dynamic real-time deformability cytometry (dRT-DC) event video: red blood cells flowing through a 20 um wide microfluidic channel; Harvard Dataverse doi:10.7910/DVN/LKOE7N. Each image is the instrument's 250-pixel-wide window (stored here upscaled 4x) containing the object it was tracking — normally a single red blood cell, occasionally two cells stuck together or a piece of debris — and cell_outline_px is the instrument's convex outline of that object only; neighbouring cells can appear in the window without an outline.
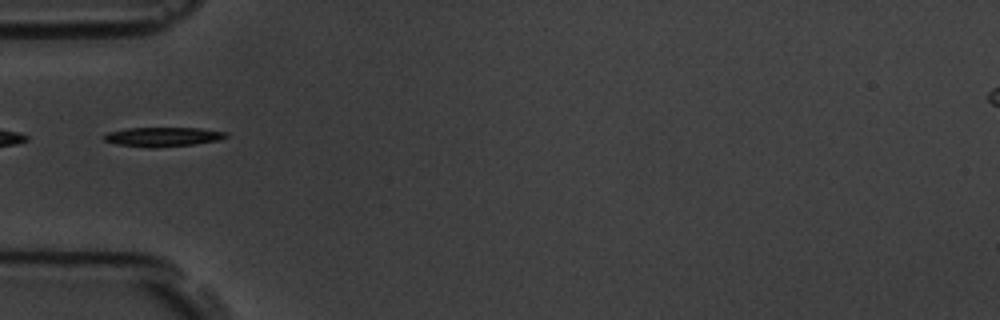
{"species": "common noctule bat (a hibernating species)", "species_latin": "Nyctalus noctula", "temperature_condition": "room temperature", "stored_images_in_passage": 4, "camera_frame_rate_fps": 3000, "um_per_image_px": 0.085, "animal": {"sex": "male", "body_mass_g": 19.5, "forearm_length_mm": 54.6}, "frame": {"image": 1, "passage_image": 1, "time_ms": 0.0, "image_size_px": [1000, 320], "cell_outline_px": [[228, 136], [220, 140], [196, 144], [156, 148], [148, 148], [116, 144], [104, 140], [104, 136], [108, 132], [128, 128], [200, 128], [228, 132]], "centroid_in_image_um": [13.88, 11.64], "position_along_channel_um": 71.1, "area_um2": 13.87}}
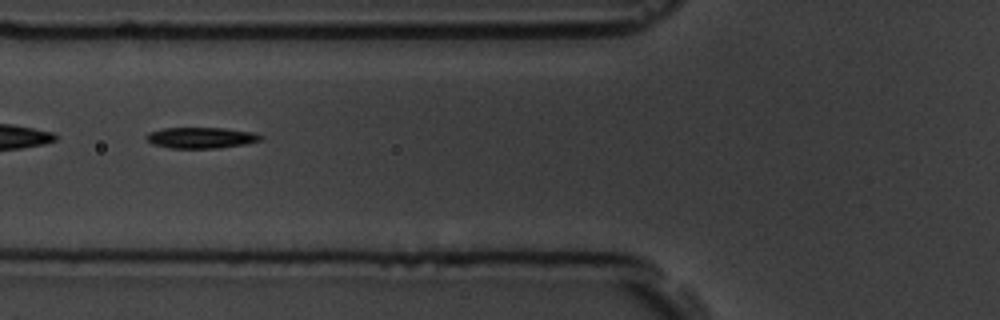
{"frame": {"image": 2, "passage_image": 2, "time_ms": 1.0, "image_size_px": [1000, 320], "cell_outline_px": [[264, 136], [260, 140], [244, 144], [220, 148], [172, 148], [152, 144], [144, 136], [148, 132], [164, 128], [224, 128], [256, 132]], "centroid_in_image_um": [17.1, 11.7], "position_along_channel_um": 108.7, "area_um2": 14.05}}
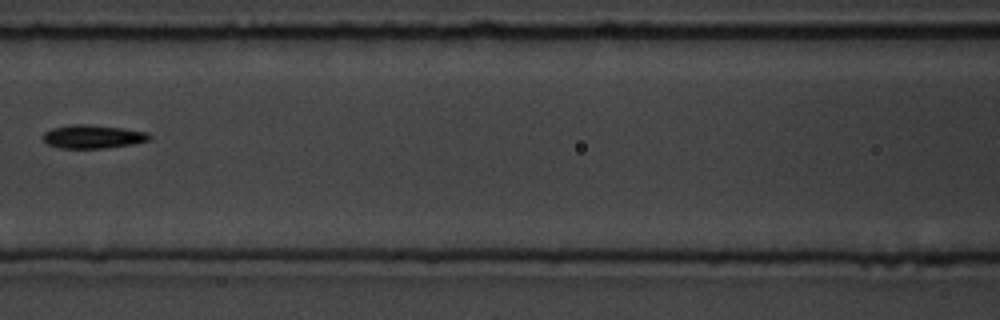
{"frame": {"image": 3, "passage_image": 3, "time_ms": 2.333, "image_size_px": [1000, 320], "cell_outline_px": [[152, 136], [148, 140], [132, 144], [100, 148], [60, 148], [48, 144], [44, 140], [44, 132], [52, 128], [72, 124], [88, 124], [124, 128], [148, 132]], "centroid_in_image_um": [7.9, 11.6], "position_along_channel_um": 158.7, "area_um2": 14.45}}